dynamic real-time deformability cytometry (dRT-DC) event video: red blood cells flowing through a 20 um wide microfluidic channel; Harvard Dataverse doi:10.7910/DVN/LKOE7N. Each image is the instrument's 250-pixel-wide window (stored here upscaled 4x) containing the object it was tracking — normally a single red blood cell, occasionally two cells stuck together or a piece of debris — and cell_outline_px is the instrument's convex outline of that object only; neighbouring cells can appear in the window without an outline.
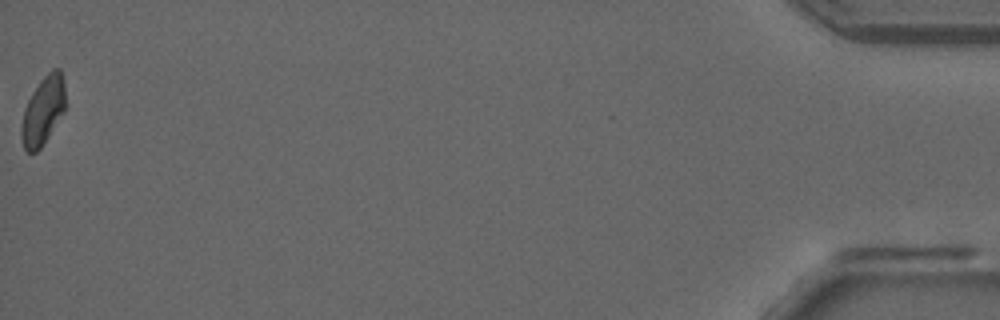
{"species": "common noctule bat (a hibernating species)", "species_latin": "Nyctalus noctula", "temperature_condition": "room temperature", "stored_images_in_passage": 37, "camera_frame_rate_fps": 3000, "um_per_image_px": 0.085, "animal": {"sex": "male", "forearm_length_mm": 52.5}, "frame": {"image": 1, "passage_image": 37, "time_ms": 12.0, "image_size_px": [1000, 320], "cell_outline_px": [[64, 112], [40, 148], [36, 152], [28, 152], [24, 148], [20, 136], [20, 128], [24, 108], [32, 92], [40, 80], [52, 68], [60, 68], [64, 80]], "centroid_in_image_um": [3.64, 9.39], "position_along_channel_um": 431.6, "area_um2": 17.46}, "authors_computed_cell_mechanics": {"area_um2": 17.5712, "velocity_mm_per_s": 3.8946, "shape_relaxation_time_tau1_ms": null, "shape_relaxation_time_tau2_ms": 2.2913, "deformation_change_tau1": null, "deformation_change_tau2": 0.0824}}